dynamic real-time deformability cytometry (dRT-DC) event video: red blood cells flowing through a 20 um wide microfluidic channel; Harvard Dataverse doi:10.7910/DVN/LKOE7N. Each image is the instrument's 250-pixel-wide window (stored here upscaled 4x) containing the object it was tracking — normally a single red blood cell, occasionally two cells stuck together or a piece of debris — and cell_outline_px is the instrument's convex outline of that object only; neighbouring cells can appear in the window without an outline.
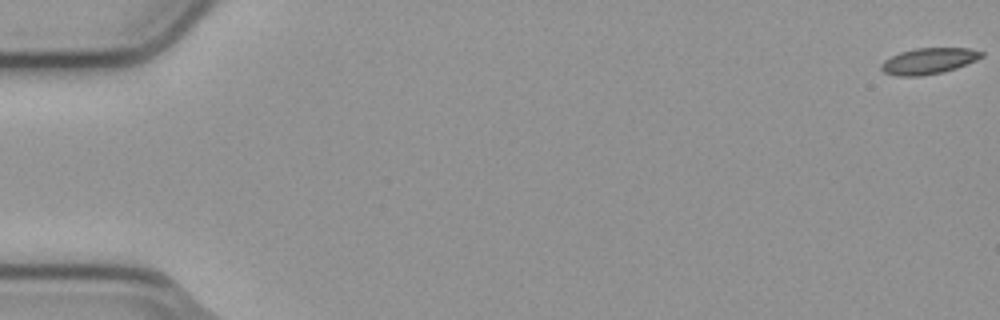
{"species": "common noctule bat (a hibernating species)", "species_latin": "Nyctalus noctula", "temperature_condition": "cold", "stored_images_in_passage": 56, "camera_frame_rate_fps": 3000, "um_per_image_px": 0.085, "animal": {"sex": "male", "body_mass_g": 23.1, "forearm_length_mm": 52.7}, "frame": {"image": 1, "passage_image": 1, "time_ms": 0.0, "image_size_px": [1000, 320], "cell_outline_px": [[984, 56], [976, 60], [956, 68], [940, 72], [916, 76], [900, 76], [884, 72], [880, 68], [880, 64], [884, 60], [900, 52], [916, 48], [968, 48], [984, 52]], "centroid_in_image_um": [78.94, 5.17], "position_along_channel_um": 6.1, "area_um2": 15.03}}
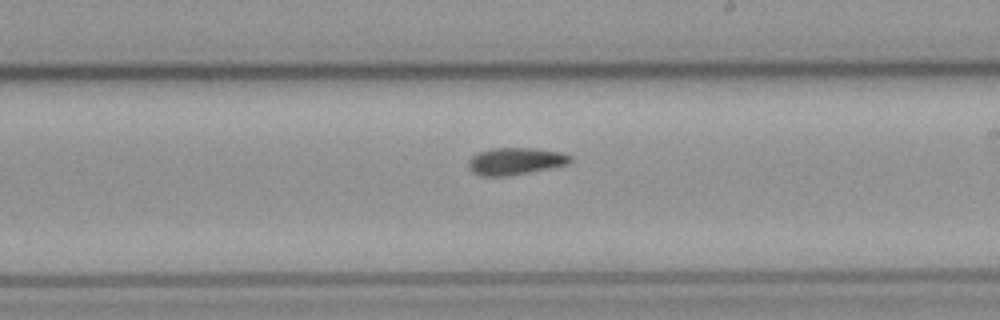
{"frame": {"image": 2, "passage_image": 33, "time_ms": 10.667, "image_size_px": [1000, 320], "cell_outline_px": [[572, 160], [568, 164], [528, 172], [504, 176], [480, 176], [472, 172], [468, 168], [468, 160], [472, 156], [480, 152], [492, 148], [536, 148], [564, 152], [572, 156]], "centroid_in_image_um": [43.81, 13.69], "position_along_channel_um": 245.2, "area_um2": 16.13}}
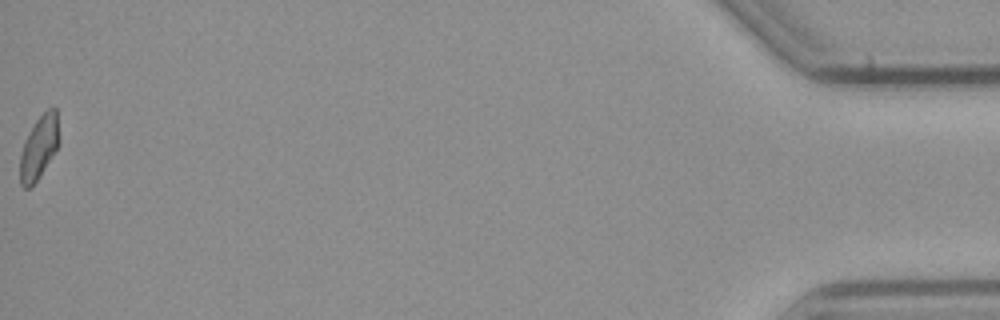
{"frame": {"image": 3, "passage_image": 56, "time_ms": 18.333, "image_size_px": [1000, 320], "cell_outline_px": [[60, 140], [56, 148], [40, 176], [28, 188], [24, 188], [20, 184], [20, 156], [24, 140], [28, 132], [36, 120], [48, 108], [56, 108]], "centroid_in_image_um": [3.31, 12.5], "position_along_channel_um": 431.9, "area_um2": 14.28}}